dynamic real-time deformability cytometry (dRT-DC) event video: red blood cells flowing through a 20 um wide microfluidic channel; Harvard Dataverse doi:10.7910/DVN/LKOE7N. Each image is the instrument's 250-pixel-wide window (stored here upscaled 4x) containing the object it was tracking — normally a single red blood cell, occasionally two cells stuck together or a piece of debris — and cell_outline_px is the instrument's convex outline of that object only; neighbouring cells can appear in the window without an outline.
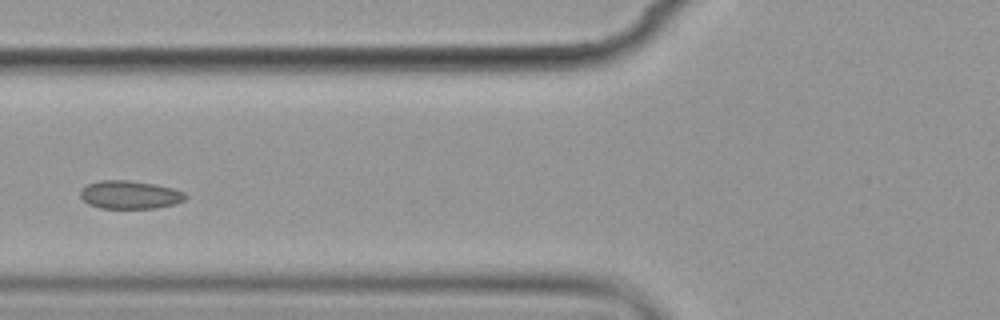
{"species": "common noctule bat (a hibernating species)", "species_latin": "Nyctalus noctula", "temperature_condition": "cold", "stored_images_in_passage": 7, "camera_frame_rate_fps": 3000, "um_per_image_px": 0.085, "animal": {"sex": "female", "body_mass_g": 19.9}, "frame": {"image": 1, "passage_image": 4, "time_ms": 3.667, "image_size_px": [1000, 320], "cell_outline_px": [[188, 196], [184, 200], [176, 204], [156, 208], [100, 208], [88, 204], [80, 196], [80, 188], [88, 184], [100, 180], [132, 180], [156, 184], [172, 188], [184, 192]], "centroid_in_image_um": [11.04, 16.55], "position_along_channel_um": 114.8, "area_um2": 17.46}}
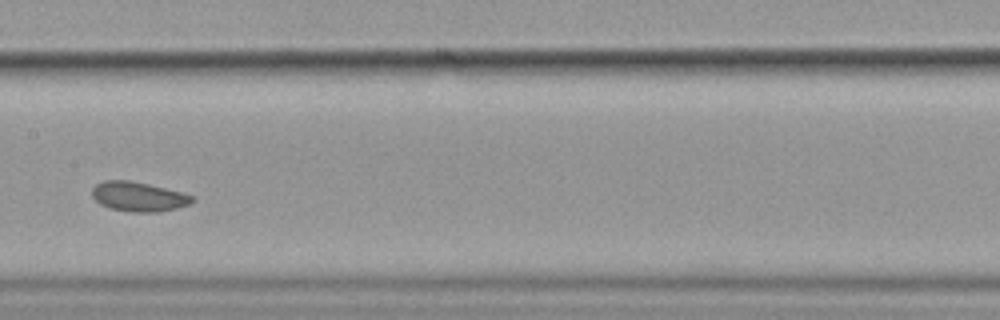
{"frame": {"image": 2, "passage_image": 6, "time_ms": 6.0, "image_size_px": [1000, 320], "cell_outline_px": [[196, 200], [188, 204], [176, 208], [160, 212], [128, 212], [108, 208], [100, 204], [92, 196], [92, 188], [96, 184], [104, 180], [128, 180], [148, 184], [196, 196]], "centroid_in_image_um": [11.76, 16.72], "position_along_channel_um": 195.6, "area_um2": 17.34}}
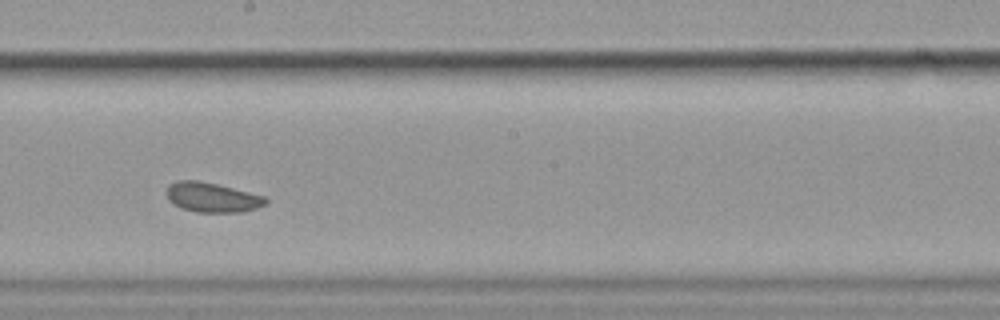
{"frame": {"image": 3, "passage_image": 7, "time_ms": 7.0, "image_size_px": [1000, 320], "cell_outline_px": [[268, 200], [264, 204], [256, 208], [240, 212], [196, 212], [172, 204], [168, 200], [168, 184], [180, 180], [196, 180], [216, 184], [264, 196]], "centroid_in_image_um": [18.01, 16.78], "position_along_channel_um": 230.2, "area_um2": 16.82}}